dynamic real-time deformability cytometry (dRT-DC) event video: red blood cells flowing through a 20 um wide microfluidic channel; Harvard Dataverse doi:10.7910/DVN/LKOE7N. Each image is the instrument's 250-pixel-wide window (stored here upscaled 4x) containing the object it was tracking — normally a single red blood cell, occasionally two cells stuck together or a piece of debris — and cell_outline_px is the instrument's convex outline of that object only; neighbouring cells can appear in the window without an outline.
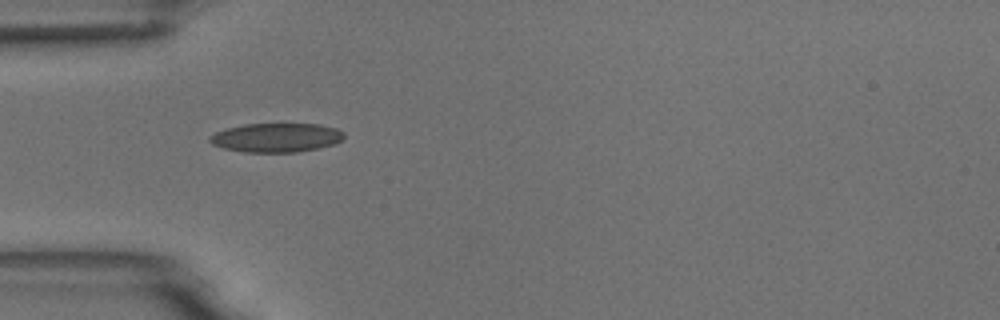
{"species": "common noctule bat (a hibernating species)", "species_latin": "Nyctalus noctula", "temperature_condition": "room temperature", "stored_images_in_passage": 7, "camera_frame_rate_fps": 3000, "um_per_image_px": 0.085, "animal": {"sex": "male", "body_mass_g": 18.8}, "frame": {"image": 1, "passage_image": 1, "time_ms": 0.0, "image_size_px": [1000, 320], "cell_outline_px": [[344, 136], [336, 144], [296, 152], [244, 152], [224, 148], [212, 144], [208, 140], [208, 136], [216, 132], [228, 128], [244, 124], [320, 124], [336, 128], [344, 132]], "centroid_in_image_um": [23.48, 11.69], "position_along_channel_um": 61.5, "area_um2": 22.66}}